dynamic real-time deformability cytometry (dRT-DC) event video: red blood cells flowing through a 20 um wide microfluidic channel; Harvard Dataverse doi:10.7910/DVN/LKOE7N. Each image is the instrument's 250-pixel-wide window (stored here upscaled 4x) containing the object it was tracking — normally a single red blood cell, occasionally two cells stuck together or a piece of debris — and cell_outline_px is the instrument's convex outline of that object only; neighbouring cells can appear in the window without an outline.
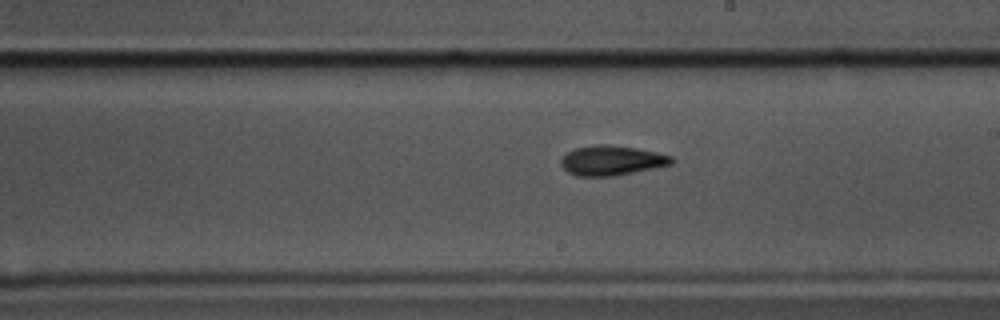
{"species": "common noctule bat (a hibernating species)", "species_latin": "Nyctalus noctula", "temperature_condition": "cold", "stored_images_in_passage": 56, "camera_frame_rate_fps": 3000, "um_per_image_px": 0.085, "animal": {"sex": "male", "body_mass_g": 17.5, "forearm_length_mm": 52.3}, "frame": {"image": 1, "passage_image": 30, "time_ms": 9.667, "image_size_px": [1000, 320], "cell_outline_px": [[672, 164], [656, 168], [616, 176], [576, 176], [568, 172], [560, 164], [560, 160], [568, 152], [576, 148], [600, 144], [608, 144], [636, 148], [656, 152], [672, 156]], "centroid_in_image_um": [52.0, 13.65], "position_along_channel_um": 237.0, "area_um2": 19.19}}
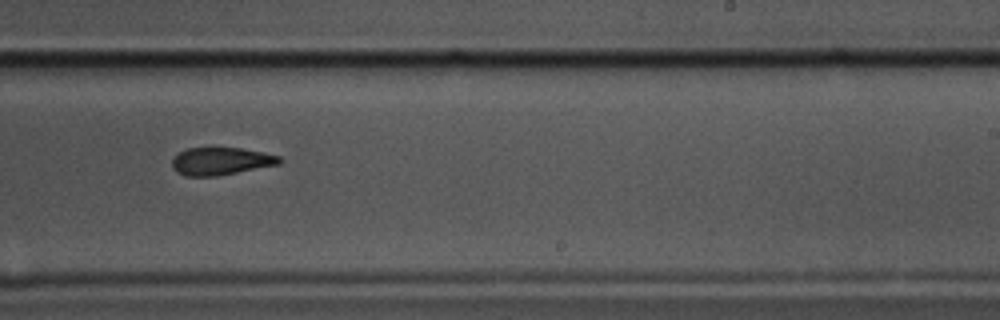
{"frame": {"image": 2, "passage_image": 33, "time_ms": 10.667, "image_size_px": [1000, 320], "cell_outline_px": [[284, 160], [280, 164], [216, 176], [184, 176], [176, 172], [172, 168], [172, 160], [184, 148], [240, 148], [264, 152], [280, 156]], "centroid_in_image_um": [18.79, 13.7], "position_along_channel_um": 270.2, "area_um2": 17.34}}
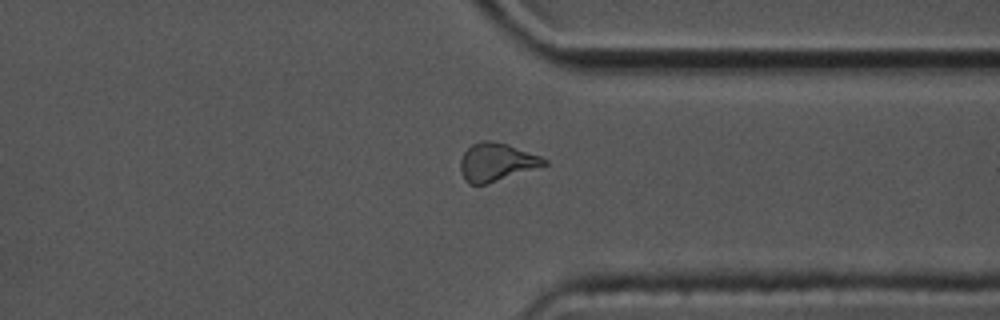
{"frame": {"image": 3, "passage_image": 42, "time_ms": 13.667, "image_size_px": [1000, 320], "cell_outline_px": [[548, 164], [484, 184], [468, 184], [464, 180], [460, 172], [460, 160], [464, 152], [472, 144], [480, 140], [488, 140], [508, 144], [540, 156], [548, 160]], "centroid_in_image_um": [42.16, 13.76], "position_along_channel_um": 369.2, "area_um2": 18.38}, "authors_computed_cell_mechanics": {"area_um2": 18.8139, "velocity_mm_per_s": 3.3274, "shape_relaxation_time_tau1_ms": 4.8416, "shape_relaxation_time_tau2_ms": 5.9392, "deformation_change_tau1": 0.1355, "deformation_change_tau2": 0.1262}}